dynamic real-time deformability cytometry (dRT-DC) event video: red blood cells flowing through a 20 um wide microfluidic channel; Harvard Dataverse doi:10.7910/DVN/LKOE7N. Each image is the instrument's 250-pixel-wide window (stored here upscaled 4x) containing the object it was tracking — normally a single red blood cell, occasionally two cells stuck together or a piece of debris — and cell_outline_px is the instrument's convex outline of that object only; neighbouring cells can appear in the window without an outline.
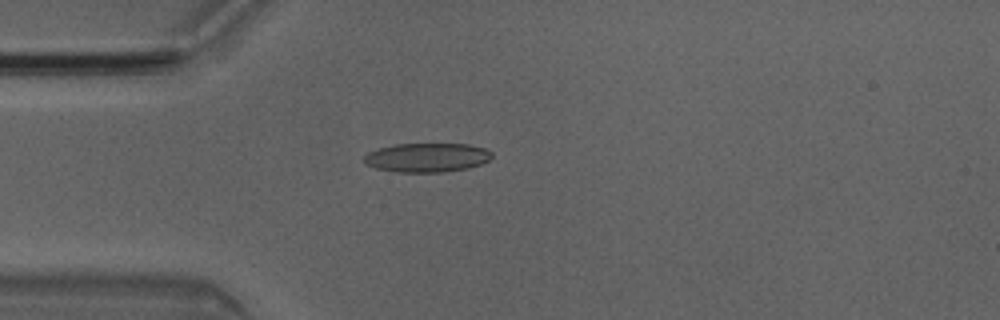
{"species": "Egyptian fruit bat (a non-hibernating species)", "species_latin": "Rousettus aegyptiacus", "temperature_condition": "room temperature", "stored_images_in_passage": 6, "camera_frame_rate_fps": 3000, "um_per_image_px": 0.085, "animal": {"sex": "male"}, "frame": {"image": 1, "passage_image": 4, "time_ms": 1.0, "image_size_px": [1000, 320], "cell_outline_px": [[492, 156], [488, 160], [480, 164], [468, 168], [444, 172], [396, 172], [376, 168], [364, 164], [364, 156], [368, 152], [376, 148], [392, 144], [468, 144], [488, 148], [492, 152]], "centroid_in_image_um": [36.27, 13.38], "position_along_channel_um": 48.7, "area_um2": 21.91}}